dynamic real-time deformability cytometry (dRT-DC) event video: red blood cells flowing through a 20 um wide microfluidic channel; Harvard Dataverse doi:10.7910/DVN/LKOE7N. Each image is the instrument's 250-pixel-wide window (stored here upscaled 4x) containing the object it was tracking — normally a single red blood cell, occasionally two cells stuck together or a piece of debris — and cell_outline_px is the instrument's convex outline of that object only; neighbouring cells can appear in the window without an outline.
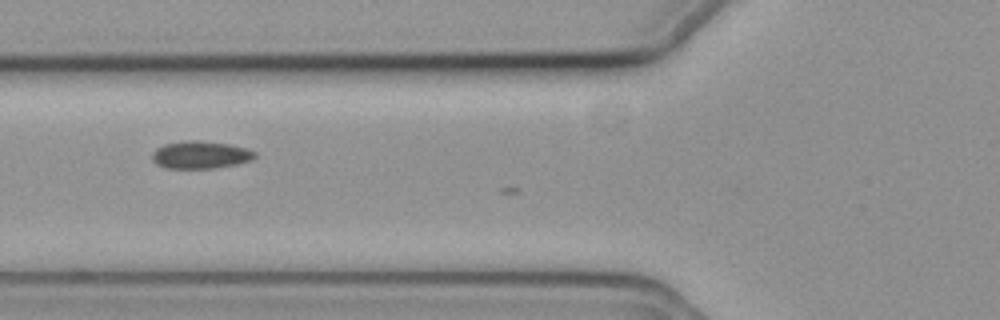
{"species": "common noctule bat (a hibernating species)", "species_latin": "Nyctalus noctula", "temperature_condition": "cold", "stored_images_in_passage": 9, "camera_frame_rate_fps": 3000, "um_per_image_px": 0.085, "animal": {"sex": "female", "body_mass_g": 19.3, "forearm_length_mm": 54.1}, "frame": {"image": 1, "passage_image": 6, "time_ms": 1.667, "image_size_px": [1000, 320], "cell_outline_px": [[256, 156], [252, 160], [236, 164], [212, 168], [164, 168], [156, 164], [152, 160], [152, 152], [156, 148], [164, 144], [188, 140], [200, 140], [228, 144], [244, 148], [256, 152]], "centroid_in_image_um": [17.0, 13.16], "position_along_channel_um": 108.8, "area_um2": 16.47}}